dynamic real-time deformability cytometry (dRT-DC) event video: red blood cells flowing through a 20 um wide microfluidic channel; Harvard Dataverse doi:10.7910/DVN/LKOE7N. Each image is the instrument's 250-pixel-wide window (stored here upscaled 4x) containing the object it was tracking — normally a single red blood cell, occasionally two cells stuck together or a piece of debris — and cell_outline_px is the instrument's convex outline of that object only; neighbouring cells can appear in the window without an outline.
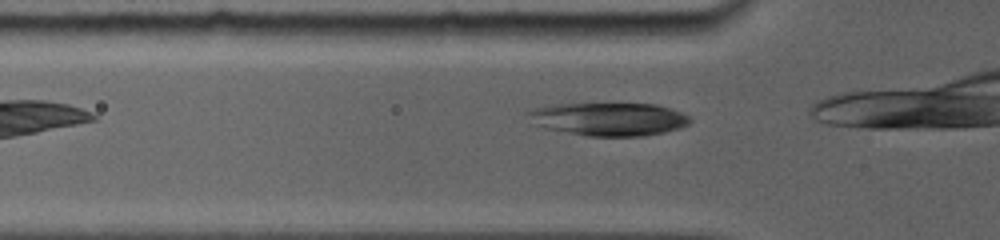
{"species": "common noctule bat (a hibernating species)", "species_latin": "Nyctalus noctula", "temperature_condition": "room temperature", "stored_images_in_passage": 11, "camera_frame_rate_fps": 5000, "um_per_image_px": 0.085, "animal": {"sex": "female", "body_mass_g": 19.0, "forearm_length_mm": 56.7}, "frame": {"image": 1, "passage_image": 2, "time_ms": 0.2, "image_size_px": [1000, 240], "cell_outline_px": [[692, 120], [688, 124], [680, 128], [664, 132], [644, 136], [588, 136], [544, 128], [536, 124], [524, 112], [548, 104], [656, 104], [680, 112], [688, 116]], "centroid_in_image_um": [51.73, 10.12], "position_along_channel_um": 74.1, "area_um2": 31.1}}
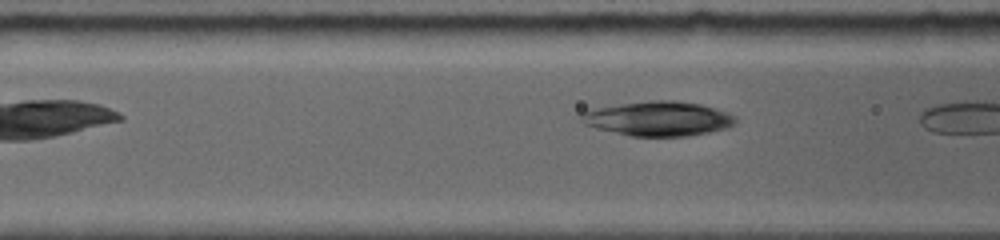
{"frame": {"image": 2, "passage_image": 7, "time_ms": 1.2, "image_size_px": [1000, 240], "cell_outline_px": [[736, 120], [728, 128], [688, 136], [632, 136], [596, 128], [584, 124], [580, 120], [580, 112], [592, 108], [620, 104], [652, 100], [672, 100], [700, 104], [728, 112], [736, 116]], "centroid_in_image_um": [55.92, 10.08], "position_along_channel_um": 110.7, "area_um2": 31.04}}